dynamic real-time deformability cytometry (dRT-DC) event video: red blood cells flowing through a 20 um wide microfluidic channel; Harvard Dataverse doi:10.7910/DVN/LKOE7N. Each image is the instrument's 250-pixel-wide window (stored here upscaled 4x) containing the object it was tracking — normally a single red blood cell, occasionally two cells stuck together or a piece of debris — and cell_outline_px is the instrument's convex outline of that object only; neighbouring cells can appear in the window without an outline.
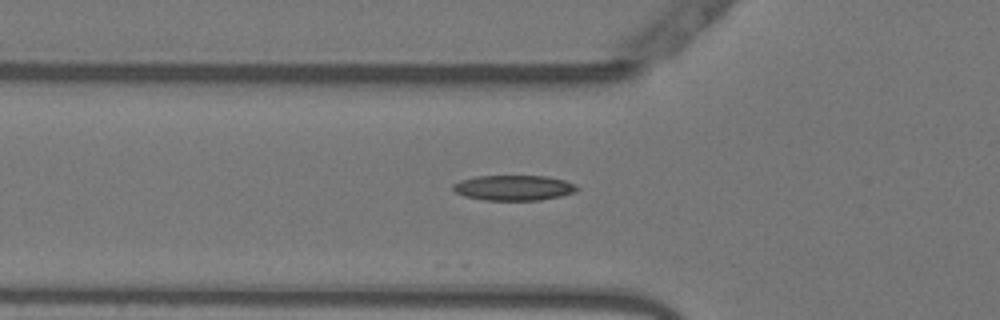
{"species": "Egyptian fruit bat (a non-hibernating species)", "species_latin": "Rousettus aegyptiacus", "temperature_condition": "warm", "stored_images_in_passage": 12, "camera_frame_rate_fps": 3000, "um_per_image_px": 0.085, "animal": {"sex": "female"}, "frame": {"image": 1, "passage_image": 2, "time_ms": 0.333, "image_size_px": [1000, 320], "cell_outline_px": [[580, 188], [572, 192], [560, 196], [540, 200], [484, 200], [464, 196], [456, 192], [452, 188], [452, 184], [460, 180], [476, 176], [548, 176], [564, 180], [576, 184]], "centroid_in_image_um": [43.65, 15.96], "position_along_channel_um": 82.1, "area_um2": 18.26}}
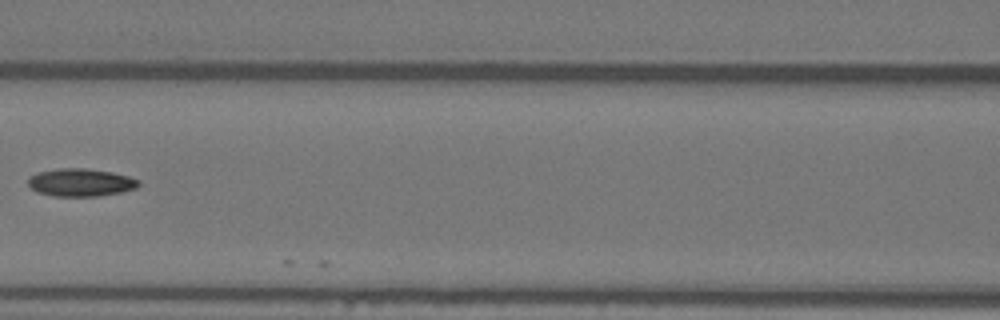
{"frame": {"image": 2, "passage_image": 8, "time_ms": 2.333, "image_size_px": [1000, 320], "cell_outline_px": [[140, 184], [136, 188], [120, 192], [96, 196], [56, 196], [36, 192], [28, 184], [28, 176], [36, 172], [60, 168], [84, 168], [112, 172], [128, 176], [140, 180]], "centroid_in_image_um": [6.83, 15.5], "position_along_channel_um": 159.8, "area_um2": 17.92}}
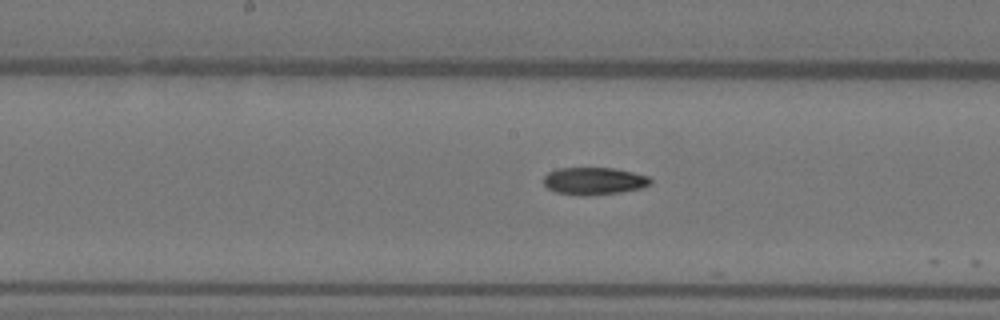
{"frame": {"image": 3, "passage_image": 11, "time_ms": 3.333, "image_size_px": [1000, 320], "cell_outline_px": [[652, 180], [648, 184], [640, 188], [620, 192], [584, 196], [580, 196], [556, 192], [548, 188], [544, 184], [544, 176], [548, 172], [560, 168], [612, 168], [632, 172], [648, 176]], "centroid_in_image_um": [50.46, 15.39], "position_along_channel_um": 197.7, "area_um2": 16.88}}